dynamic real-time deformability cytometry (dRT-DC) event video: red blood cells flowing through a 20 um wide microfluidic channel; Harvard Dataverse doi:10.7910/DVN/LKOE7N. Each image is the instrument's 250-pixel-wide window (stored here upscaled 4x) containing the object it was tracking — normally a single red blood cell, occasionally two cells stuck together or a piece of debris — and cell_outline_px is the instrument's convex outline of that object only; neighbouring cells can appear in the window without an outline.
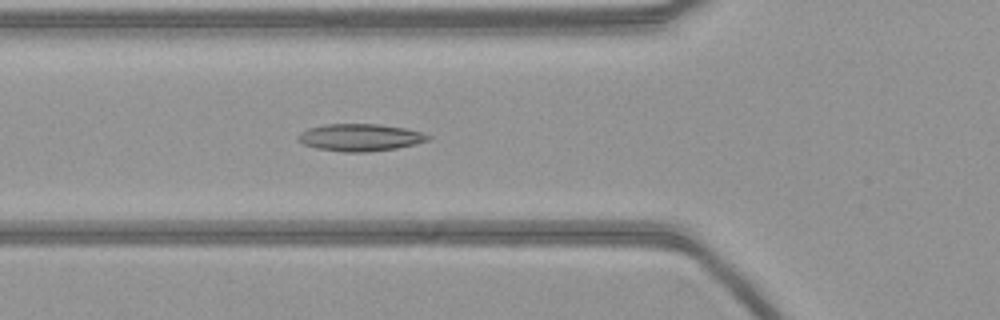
{"species": "common noctule bat (a hibernating species)", "species_latin": "Nyctalus noctula", "temperature_condition": "warm", "stored_images_in_passage": 54, "camera_frame_rate_fps": 3000, "um_per_image_px": 0.085, "animal": {"sex": "female", "body_mass_g": 21.9}, "frame": {"image": 1, "passage_image": 19, "time_ms": 6.0, "image_size_px": [1000, 320], "cell_outline_px": [[432, 140], [416, 144], [396, 148], [368, 152], [344, 152], [316, 148], [304, 144], [296, 140], [296, 136], [300, 132], [308, 128], [324, 124], [380, 124], [404, 128], [420, 132], [432, 136]], "centroid_in_image_um": [30.6, 11.68], "position_along_channel_um": 95.2, "area_um2": 20.81}}
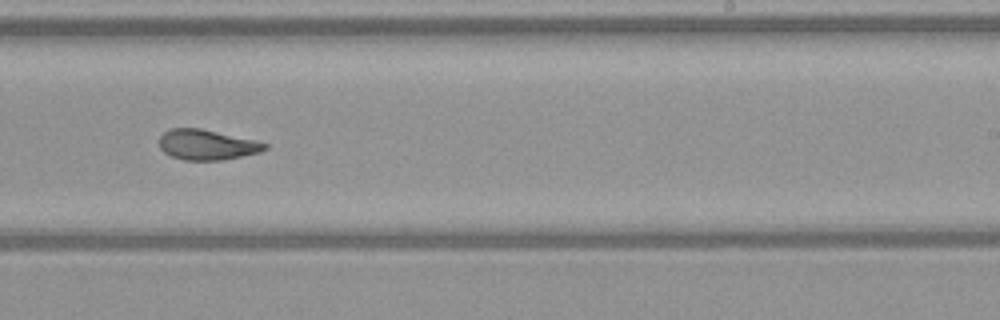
{"frame": {"image": 2, "passage_image": 33, "time_ms": 10.667, "image_size_px": [1000, 320], "cell_outline_px": [[268, 148], [260, 152], [220, 160], [184, 160], [172, 156], [164, 152], [160, 148], [160, 136], [164, 132], [172, 128], [200, 128], [256, 140], [268, 144]], "centroid_in_image_um": [17.59, 12.3], "position_along_channel_um": 271.4, "area_um2": 18.5}}
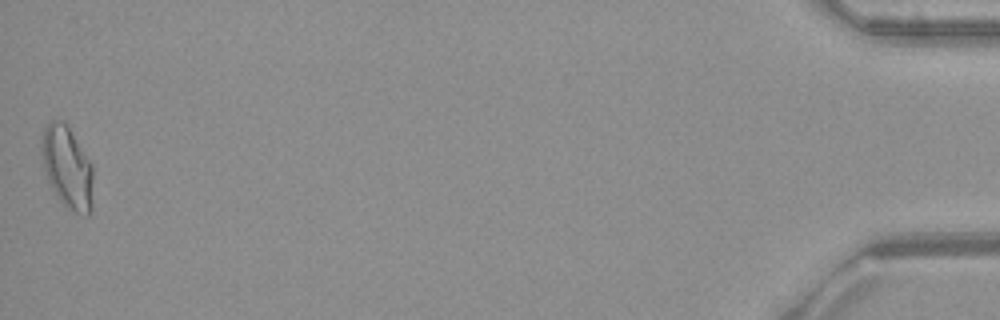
{"frame": {"image": 3, "passage_image": 54, "time_ms": 17.667, "image_size_px": [1000, 320], "cell_outline_px": [[92, 212], [88, 216], [84, 216], [64, 208], [48, 180], [44, 168], [40, 148], [40, 140], [44, 128], [52, 120], [64, 120], [92, 164]], "centroid_in_image_um": [5.71, 14.25], "position_along_channel_um": 429.5, "area_um2": 24.91}}